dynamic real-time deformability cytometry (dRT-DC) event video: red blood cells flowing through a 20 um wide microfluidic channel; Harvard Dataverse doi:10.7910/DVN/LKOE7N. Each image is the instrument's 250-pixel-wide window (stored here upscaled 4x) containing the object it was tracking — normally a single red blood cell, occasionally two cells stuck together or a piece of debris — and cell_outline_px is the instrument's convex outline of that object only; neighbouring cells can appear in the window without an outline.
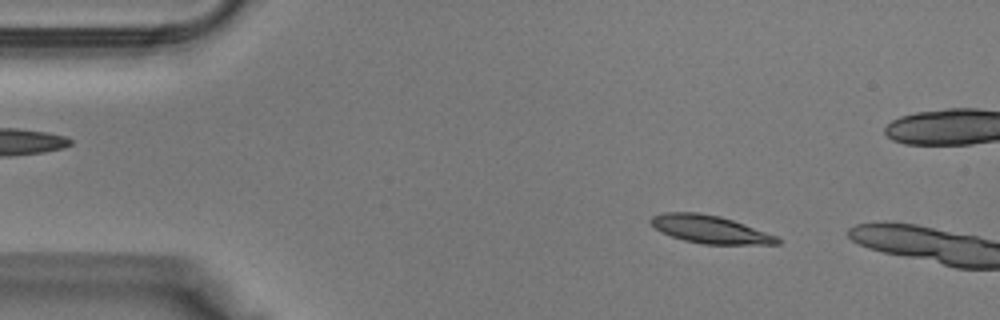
{"species": "Egyptian fruit bat (a non-hibernating species)", "species_latin": "Rousettus aegyptiacus", "temperature_condition": "warm", "stored_images_in_passage": 7, "camera_frame_rate_fps": 3000, "um_per_image_px": 0.085, "animal": {"sex": "male"}, "frame": {"image": 1, "passage_image": 5, "time_ms": 1.333, "image_size_px": [1000, 320], "cell_outline_px": [[780, 244], [704, 244], [684, 240], [660, 232], [652, 224], [652, 216], [664, 212], [696, 212], [720, 216], [744, 224], [776, 236], [780, 240]], "centroid_in_image_um": [60.34, 19.49], "position_along_channel_um": 24.7, "area_um2": 20.17}}